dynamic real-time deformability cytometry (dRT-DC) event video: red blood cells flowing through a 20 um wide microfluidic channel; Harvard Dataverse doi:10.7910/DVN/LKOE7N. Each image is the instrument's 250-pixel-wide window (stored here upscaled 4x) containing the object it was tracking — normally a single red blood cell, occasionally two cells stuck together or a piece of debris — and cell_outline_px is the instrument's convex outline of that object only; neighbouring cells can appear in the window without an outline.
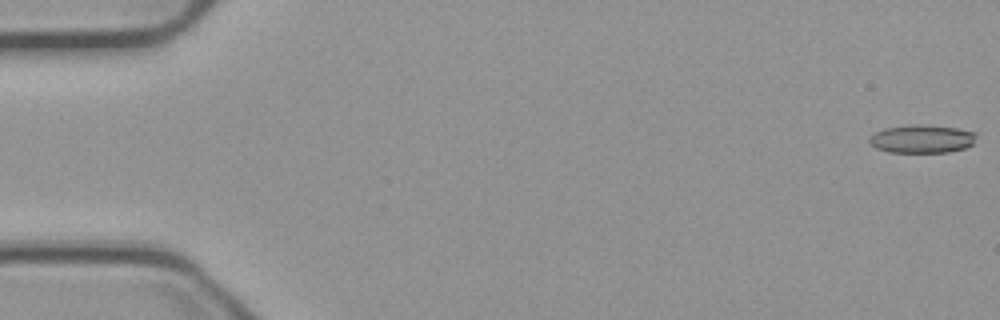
{"species": "common noctule bat (a hibernating species)", "species_latin": "Nyctalus noctula", "temperature_condition": "cold", "stored_images_in_passage": 17, "camera_frame_rate_fps": 3000, "um_per_image_px": 0.085, "animal": {"sex": "male", "body_mass_g": 23.1, "forearm_length_mm": 52.7}, "frame": {"image": 1, "passage_image": 1, "time_ms": 0.0, "image_size_px": [1000, 320], "cell_outline_px": [[976, 136], [972, 144], [964, 148], [948, 152], [888, 152], [876, 148], [868, 140], [876, 132], [884, 128], [908, 124], [924, 124], [956, 128], [976, 132]], "centroid_in_image_um": [78.36, 11.79], "position_along_channel_um": 6.6, "area_um2": 17.57}}
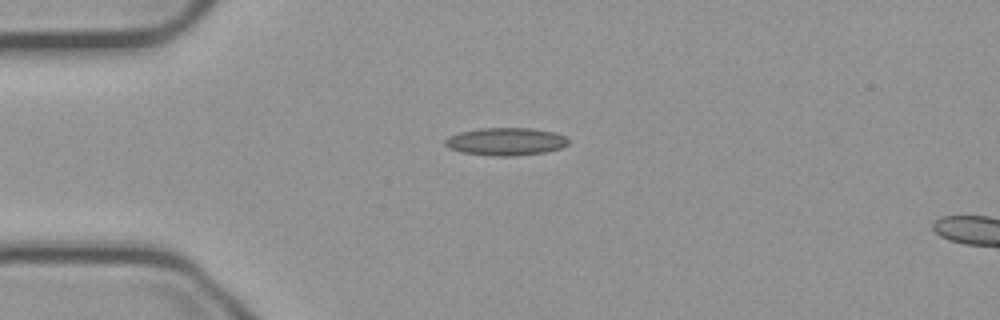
{"frame": {"image": 2, "passage_image": 14, "time_ms": 4.333, "image_size_px": [1000, 320], "cell_outline_px": [[568, 144], [560, 148], [544, 152], [512, 156], [496, 156], [464, 152], [448, 148], [444, 144], [444, 140], [448, 136], [460, 132], [480, 128], [532, 128], [556, 132], [564, 136], [568, 140]], "centroid_in_image_um": [42.98, 12.02], "position_along_channel_um": 42.0, "area_um2": 19.83}}